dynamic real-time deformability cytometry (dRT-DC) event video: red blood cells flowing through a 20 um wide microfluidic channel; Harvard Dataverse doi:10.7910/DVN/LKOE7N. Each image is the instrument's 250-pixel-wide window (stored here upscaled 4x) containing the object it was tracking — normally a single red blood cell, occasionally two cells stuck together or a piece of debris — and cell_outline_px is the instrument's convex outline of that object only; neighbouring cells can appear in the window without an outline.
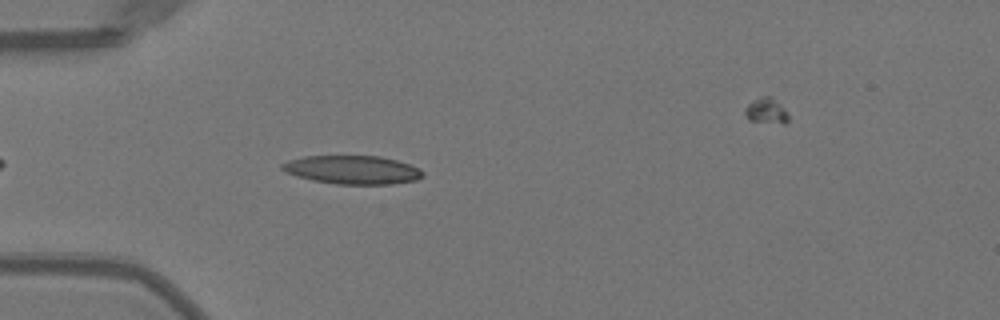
{"species": "Egyptian fruit bat (a non-hibernating species)", "species_latin": "Rousettus aegyptiacus", "temperature_condition": "warm", "stored_images_in_passage": 39, "camera_frame_rate_fps": 3000, "um_per_image_px": 0.085, "animal": {"sex": "female"}, "frame": {"image": 1, "passage_image": 6, "time_ms": 1.667, "image_size_px": [1000, 320], "cell_outline_px": [[424, 176], [416, 180], [392, 184], [336, 184], [312, 180], [296, 176], [280, 168], [280, 164], [288, 160], [304, 156], [380, 156], [396, 160], [408, 164], [424, 172]], "centroid_in_image_um": [29.93, 14.43], "position_along_channel_um": 55.1, "area_um2": 23.29}}
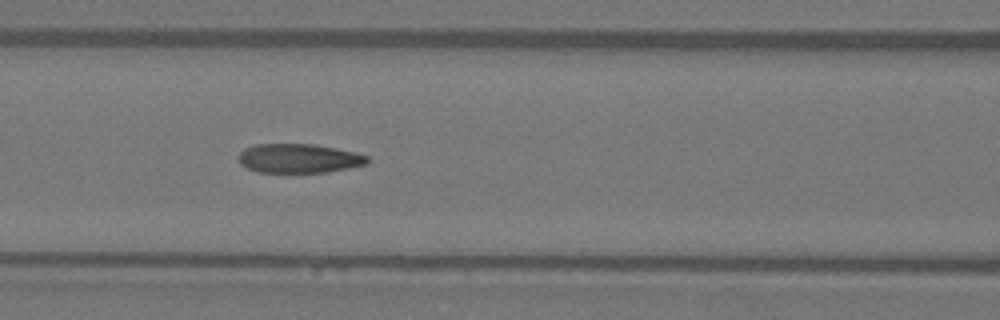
{"frame": {"image": 2, "passage_image": 13, "time_ms": 4.0, "image_size_px": [1000, 320], "cell_outline_px": [[368, 164], [348, 168], [324, 172], [256, 172], [240, 164], [240, 152], [244, 148], [256, 144], [312, 144], [356, 152], [368, 156]], "centroid_in_image_um": [25.41, 13.46], "position_along_channel_um": 141.2, "area_um2": 21.73}}
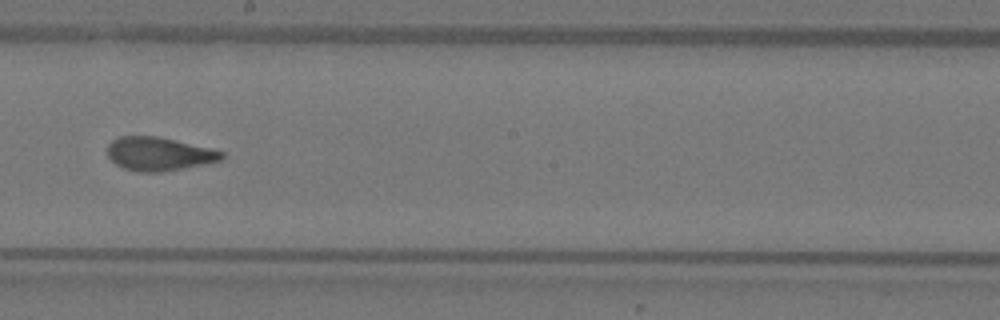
{"frame": {"image": 3, "passage_image": 20, "time_ms": 6.333, "image_size_px": [1000, 320], "cell_outline_px": [[224, 156], [220, 160], [204, 164], [160, 172], [140, 172], [124, 168], [116, 164], [108, 156], [108, 144], [112, 140], [120, 136], [156, 136], [176, 140], [212, 148], [224, 152]], "centroid_in_image_um": [13.51, 13.07], "position_along_channel_um": 234.7, "area_um2": 22.2}}